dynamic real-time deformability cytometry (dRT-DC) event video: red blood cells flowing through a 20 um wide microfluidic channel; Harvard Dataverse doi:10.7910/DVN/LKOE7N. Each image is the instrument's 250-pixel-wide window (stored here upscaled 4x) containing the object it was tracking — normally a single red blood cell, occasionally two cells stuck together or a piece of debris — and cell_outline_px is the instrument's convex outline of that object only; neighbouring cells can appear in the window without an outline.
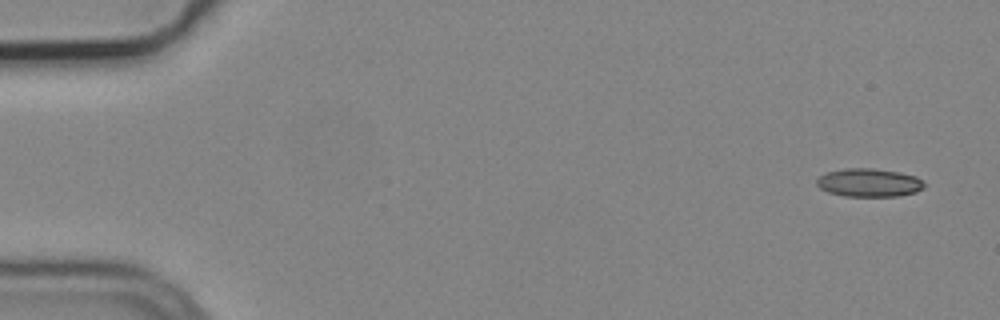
{"species": "common noctule bat (a hibernating species)", "species_latin": "Nyctalus noctula", "temperature_condition": "cold", "stored_images_in_passage": 6, "camera_frame_rate_fps": 3000, "um_per_image_px": 0.085, "animal": {"sex": "male", "body_mass_g": 19.2, "forearm_length_mm": 51.8}, "frame": {"image": 1, "passage_image": 1, "time_ms": 0.0, "image_size_px": [1000, 320], "cell_outline_px": [[924, 188], [916, 192], [900, 196], [844, 196], [828, 192], [820, 188], [816, 184], [816, 180], [820, 176], [828, 172], [844, 168], [872, 168], [900, 172], [916, 176], [924, 180]], "centroid_in_image_um": [73.89, 15.52], "position_along_channel_um": 11.1, "area_um2": 17.86}}
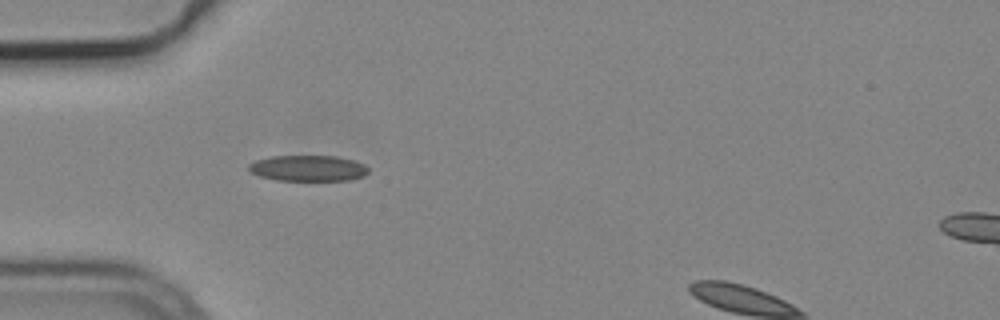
{"frame": {"image": 2, "passage_image": 5, "time_ms": 1.333, "image_size_px": [1000, 320], "cell_outline_px": [[368, 172], [364, 176], [348, 180], [276, 180], [260, 176], [252, 172], [248, 168], [248, 164], [256, 160], [272, 156], [336, 156], [352, 160], [364, 164], [368, 168]], "centroid_in_image_um": [26.19, 14.29], "position_along_channel_um": 58.8, "area_um2": 17.92}}